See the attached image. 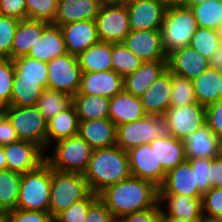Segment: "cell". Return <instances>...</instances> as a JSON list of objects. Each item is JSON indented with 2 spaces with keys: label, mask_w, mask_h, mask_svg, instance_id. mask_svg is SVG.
<instances>
[{
  "label": "cell",
  "mask_w": 222,
  "mask_h": 222,
  "mask_svg": "<svg viewBox=\"0 0 222 222\" xmlns=\"http://www.w3.org/2000/svg\"><path fill=\"white\" fill-rule=\"evenodd\" d=\"M124 90L123 77L113 70L82 72L79 93L112 98Z\"/></svg>",
  "instance_id": "cell-19"
},
{
  "label": "cell",
  "mask_w": 222,
  "mask_h": 222,
  "mask_svg": "<svg viewBox=\"0 0 222 222\" xmlns=\"http://www.w3.org/2000/svg\"><path fill=\"white\" fill-rule=\"evenodd\" d=\"M122 43L143 62L167 60L161 30H131Z\"/></svg>",
  "instance_id": "cell-15"
},
{
  "label": "cell",
  "mask_w": 222,
  "mask_h": 222,
  "mask_svg": "<svg viewBox=\"0 0 222 222\" xmlns=\"http://www.w3.org/2000/svg\"><path fill=\"white\" fill-rule=\"evenodd\" d=\"M112 43L99 41L77 56L82 72L112 70Z\"/></svg>",
  "instance_id": "cell-31"
},
{
  "label": "cell",
  "mask_w": 222,
  "mask_h": 222,
  "mask_svg": "<svg viewBox=\"0 0 222 222\" xmlns=\"http://www.w3.org/2000/svg\"><path fill=\"white\" fill-rule=\"evenodd\" d=\"M90 193L83 174L52 169L49 213L56 218L73 203L85 199Z\"/></svg>",
  "instance_id": "cell-5"
},
{
  "label": "cell",
  "mask_w": 222,
  "mask_h": 222,
  "mask_svg": "<svg viewBox=\"0 0 222 222\" xmlns=\"http://www.w3.org/2000/svg\"><path fill=\"white\" fill-rule=\"evenodd\" d=\"M83 176L91 192L99 195L108 186L131 176L127 151L117 145L93 150Z\"/></svg>",
  "instance_id": "cell-2"
},
{
  "label": "cell",
  "mask_w": 222,
  "mask_h": 222,
  "mask_svg": "<svg viewBox=\"0 0 222 222\" xmlns=\"http://www.w3.org/2000/svg\"><path fill=\"white\" fill-rule=\"evenodd\" d=\"M18 135L7 116L0 122V146L18 141Z\"/></svg>",
  "instance_id": "cell-53"
},
{
  "label": "cell",
  "mask_w": 222,
  "mask_h": 222,
  "mask_svg": "<svg viewBox=\"0 0 222 222\" xmlns=\"http://www.w3.org/2000/svg\"><path fill=\"white\" fill-rule=\"evenodd\" d=\"M170 135L184 140L206 124V106L193 103L187 106L170 107L163 115Z\"/></svg>",
  "instance_id": "cell-11"
},
{
  "label": "cell",
  "mask_w": 222,
  "mask_h": 222,
  "mask_svg": "<svg viewBox=\"0 0 222 222\" xmlns=\"http://www.w3.org/2000/svg\"><path fill=\"white\" fill-rule=\"evenodd\" d=\"M0 15L18 20L26 19L27 6L25 0H0Z\"/></svg>",
  "instance_id": "cell-52"
},
{
  "label": "cell",
  "mask_w": 222,
  "mask_h": 222,
  "mask_svg": "<svg viewBox=\"0 0 222 222\" xmlns=\"http://www.w3.org/2000/svg\"><path fill=\"white\" fill-rule=\"evenodd\" d=\"M195 222H222V220L221 219H210V218L202 217L201 219H199Z\"/></svg>",
  "instance_id": "cell-62"
},
{
  "label": "cell",
  "mask_w": 222,
  "mask_h": 222,
  "mask_svg": "<svg viewBox=\"0 0 222 222\" xmlns=\"http://www.w3.org/2000/svg\"><path fill=\"white\" fill-rule=\"evenodd\" d=\"M18 19L0 15V58L11 59V48Z\"/></svg>",
  "instance_id": "cell-43"
},
{
  "label": "cell",
  "mask_w": 222,
  "mask_h": 222,
  "mask_svg": "<svg viewBox=\"0 0 222 222\" xmlns=\"http://www.w3.org/2000/svg\"><path fill=\"white\" fill-rule=\"evenodd\" d=\"M67 53L64 36L60 26L50 23L37 38L27 56L48 63L56 57Z\"/></svg>",
  "instance_id": "cell-24"
},
{
  "label": "cell",
  "mask_w": 222,
  "mask_h": 222,
  "mask_svg": "<svg viewBox=\"0 0 222 222\" xmlns=\"http://www.w3.org/2000/svg\"><path fill=\"white\" fill-rule=\"evenodd\" d=\"M147 116L140 97L122 91L110 98L109 119L116 125L137 121Z\"/></svg>",
  "instance_id": "cell-27"
},
{
  "label": "cell",
  "mask_w": 222,
  "mask_h": 222,
  "mask_svg": "<svg viewBox=\"0 0 222 222\" xmlns=\"http://www.w3.org/2000/svg\"><path fill=\"white\" fill-rule=\"evenodd\" d=\"M125 4L131 30H161L167 9L158 0H126Z\"/></svg>",
  "instance_id": "cell-13"
},
{
  "label": "cell",
  "mask_w": 222,
  "mask_h": 222,
  "mask_svg": "<svg viewBox=\"0 0 222 222\" xmlns=\"http://www.w3.org/2000/svg\"><path fill=\"white\" fill-rule=\"evenodd\" d=\"M150 147H154L158 164H161L166 172L186 161L183 141L174 136L154 139L150 142Z\"/></svg>",
  "instance_id": "cell-30"
},
{
  "label": "cell",
  "mask_w": 222,
  "mask_h": 222,
  "mask_svg": "<svg viewBox=\"0 0 222 222\" xmlns=\"http://www.w3.org/2000/svg\"><path fill=\"white\" fill-rule=\"evenodd\" d=\"M6 116L17 132L18 139L33 142L47 150V120L36 106H7Z\"/></svg>",
  "instance_id": "cell-8"
},
{
  "label": "cell",
  "mask_w": 222,
  "mask_h": 222,
  "mask_svg": "<svg viewBox=\"0 0 222 222\" xmlns=\"http://www.w3.org/2000/svg\"><path fill=\"white\" fill-rule=\"evenodd\" d=\"M167 60L143 62L134 72L123 77L124 91L140 97L167 70Z\"/></svg>",
  "instance_id": "cell-25"
},
{
  "label": "cell",
  "mask_w": 222,
  "mask_h": 222,
  "mask_svg": "<svg viewBox=\"0 0 222 222\" xmlns=\"http://www.w3.org/2000/svg\"><path fill=\"white\" fill-rule=\"evenodd\" d=\"M220 99H222V70H220Z\"/></svg>",
  "instance_id": "cell-64"
},
{
  "label": "cell",
  "mask_w": 222,
  "mask_h": 222,
  "mask_svg": "<svg viewBox=\"0 0 222 222\" xmlns=\"http://www.w3.org/2000/svg\"><path fill=\"white\" fill-rule=\"evenodd\" d=\"M116 221L124 215L155 207L159 201V188L141 178L130 176L108 186L99 194Z\"/></svg>",
  "instance_id": "cell-1"
},
{
  "label": "cell",
  "mask_w": 222,
  "mask_h": 222,
  "mask_svg": "<svg viewBox=\"0 0 222 222\" xmlns=\"http://www.w3.org/2000/svg\"><path fill=\"white\" fill-rule=\"evenodd\" d=\"M85 222H117L106 204L98 197L88 208Z\"/></svg>",
  "instance_id": "cell-51"
},
{
  "label": "cell",
  "mask_w": 222,
  "mask_h": 222,
  "mask_svg": "<svg viewBox=\"0 0 222 222\" xmlns=\"http://www.w3.org/2000/svg\"><path fill=\"white\" fill-rule=\"evenodd\" d=\"M163 222H189V221H185L180 218L172 216H163Z\"/></svg>",
  "instance_id": "cell-59"
},
{
  "label": "cell",
  "mask_w": 222,
  "mask_h": 222,
  "mask_svg": "<svg viewBox=\"0 0 222 222\" xmlns=\"http://www.w3.org/2000/svg\"><path fill=\"white\" fill-rule=\"evenodd\" d=\"M93 150L81 136L75 135L52 144L45 152V161L53 170L83 174Z\"/></svg>",
  "instance_id": "cell-3"
},
{
  "label": "cell",
  "mask_w": 222,
  "mask_h": 222,
  "mask_svg": "<svg viewBox=\"0 0 222 222\" xmlns=\"http://www.w3.org/2000/svg\"><path fill=\"white\" fill-rule=\"evenodd\" d=\"M186 160L216 158L222 155V139L205 124L183 140Z\"/></svg>",
  "instance_id": "cell-17"
},
{
  "label": "cell",
  "mask_w": 222,
  "mask_h": 222,
  "mask_svg": "<svg viewBox=\"0 0 222 222\" xmlns=\"http://www.w3.org/2000/svg\"><path fill=\"white\" fill-rule=\"evenodd\" d=\"M67 53L78 56L88 47L98 43L95 20H82L60 26Z\"/></svg>",
  "instance_id": "cell-16"
},
{
  "label": "cell",
  "mask_w": 222,
  "mask_h": 222,
  "mask_svg": "<svg viewBox=\"0 0 222 222\" xmlns=\"http://www.w3.org/2000/svg\"><path fill=\"white\" fill-rule=\"evenodd\" d=\"M127 155L132 176L149 181L158 188L162 185L166 171L158 164L154 147H150V143L128 150Z\"/></svg>",
  "instance_id": "cell-12"
},
{
  "label": "cell",
  "mask_w": 222,
  "mask_h": 222,
  "mask_svg": "<svg viewBox=\"0 0 222 222\" xmlns=\"http://www.w3.org/2000/svg\"><path fill=\"white\" fill-rule=\"evenodd\" d=\"M117 222H163V211L158 203L153 208L124 215Z\"/></svg>",
  "instance_id": "cell-49"
},
{
  "label": "cell",
  "mask_w": 222,
  "mask_h": 222,
  "mask_svg": "<svg viewBox=\"0 0 222 222\" xmlns=\"http://www.w3.org/2000/svg\"><path fill=\"white\" fill-rule=\"evenodd\" d=\"M44 88L40 81L13 79L10 106H35Z\"/></svg>",
  "instance_id": "cell-37"
},
{
  "label": "cell",
  "mask_w": 222,
  "mask_h": 222,
  "mask_svg": "<svg viewBox=\"0 0 222 222\" xmlns=\"http://www.w3.org/2000/svg\"><path fill=\"white\" fill-rule=\"evenodd\" d=\"M191 169H195L196 186L198 191L204 195L211 189L210 185V158H194L187 160Z\"/></svg>",
  "instance_id": "cell-47"
},
{
  "label": "cell",
  "mask_w": 222,
  "mask_h": 222,
  "mask_svg": "<svg viewBox=\"0 0 222 222\" xmlns=\"http://www.w3.org/2000/svg\"><path fill=\"white\" fill-rule=\"evenodd\" d=\"M7 169L6 157L3 151V146H0V170Z\"/></svg>",
  "instance_id": "cell-57"
},
{
  "label": "cell",
  "mask_w": 222,
  "mask_h": 222,
  "mask_svg": "<svg viewBox=\"0 0 222 222\" xmlns=\"http://www.w3.org/2000/svg\"><path fill=\"white\" fill-rule=\"evenodd\" d=\"M52 168L44 161L22 174L17 209L49 212Z\"/></svg>",
  "instance_id": "cell-4"
},
{
  "label": "cell",
  "mask_w": 222,
  "mask_h": 222,
  "mask_svg": "<svg viewBox=\"0 0 222 222\" xmlns=\"http://www.w3.org/2000/svg\"><path fill=\"white\" fill-rule=\"evenodd\" d=\"M12 62L15 67V77L18 80L40 81V85L44 89L47 88V63L27 55L14 58Z\"/></svg>",
  "instance_id": "cell-34"
},
{
  "label": "cell",
  "mask_w": 222,
  "mask_h": 222,
  "mask_svg": "<svg viewBox=\"0 0 222 222\" xmlns=\"http://www.w3.org/2000/svg\"><path fill=\"white\" fill-rule=\"evenodd\" d=\"M171 91L172 73L167 69L140 96L147 115L163 116L171 105Z\"/></svg>",
  "instance_id": "cell-20"
},
{
  "label": "cell",
  "mask_w": 222,
  "mask_h": 222,
  "mask_svg": "<svg viewBox=\"0 0 222 222\" xmlns=\"http://www.w3.org/2000/svg\"><path fill=\"white\" fill-rule=\"evenodd\" d=\"M199 27L222 31V0H209L190 8Z\"/></svg>",
  "instance_id": "cell-38"
},
{
  "label": "cell",
  "mask_w": 222,
  "mask_h": 222,
  "mask_svg": "<svg viewBox=\"0 0 222 222\" xmlns=\"http://www.w3.org/2000/svg\"><path fill=\"white\" fill-rule=\"evenodd\" d=\"M166 9L184 7L185 0H158Z\"/></svg>",
  "instance_id": "cell-56"
},
{
  "label": "cell",
  "mask_w": 222,
  "mask_h": 222,
  "mask_svg": "<svg viewBox=\"0 0 222 222\" xmlns=\"http://www.w3.org/2000/svg\"><path fill=\"white\" fill-rule=\"evenodd\" d=\"M209 1V0H185L184 7L191 8L192 6H196L201 4L202 2Z\"/></svg>",
  "instance_id": "cell-58"
},
{
  "label": "cell",
  "mask_w": 222,
  "mask_h": 222,
  "mask_svg": "<svg viewBox=\"0 0 222 222\" xmlns=\"http://www.w3.org/2000/svg\"><path fill=\"white\" fill-rule=\"evenodd\" d=\"M25 2L28 19L54 22L58 6L56 0H25Z\"/></svg>",
  "instance_id": "cell-42"
},
{
  "label": "cell",
  "mask_w": 222,
  "mask_h": 222,
  "mask_svg": "<svg viewBox=\"0 0 222 222\" xmlns=\"http://www.w3.org/2000/svg\"><path fill=\"white\" fill-rule=\"evenodd\" d=\"M170 131L163 116L147 115L144 118L117 126L116 145L128 151L157 138H168Z\"/></svg>",
  "instance_id": "cell-7"
},
{
  "label": "cell",
  "mask_w": 222,
  "mask_h": 222,
  "mask_svg": "<svg viewBox=\"0 0 222 222\" xmlns=\"http://www.w3.org/2000/svg\"><path fill=\"white\" fill-rule=\"evenodd\" d=\"M210 185L211 188H222V155L210 163Z\"/></svg>",
  "instance_id": "cell-54"
},
{
  "label": "cell",
  "mask_w": 222,
  "mask_h": 222,
  "mask_svg": "<svg viewBox=\"0 0 222 222\" xmlns=\"http://www.w3.org/2000/svg\"><path fill=\"white\" fill-rule=\"evenodd\" d=\"M6 117V107L0 106V122Z\"/></svg>",
  "instance_id": "cell-63"
},
{
  "label": "cell",
  "mask_w": 222,
  "mask_h": 222,
  "mask_svg": "<svg viewBox=\"0 0 222 222\" xmlns=\"http://www.w3.org/2000/svg\"><path fill=\"white\" fill-rule=\"evenodd\" d=\"M206 124L222 139V99L206 106Z\"/></svg>",
  "instance_id": "cell-50"
},
{
  "label": "cell",
  "mask_w": 222,
  "mask_h": 222,
  "mask_svg": "<svg viewBox=\"0 0 222 222\" xmlns=\"http://www.w3.org/2000/svg\"><path fill=\"white\" fill-rule=\"evenodd\" d=\"M0 222H9L8 212L0 209Z\"/></svg>",
  "instance_id": "cell-60"
},
{
  "label": "cell",
  "mask_w": 222,
  "mask_h": 222,
  "mask_svg": "<svg viewBox=\"0 0 222 222\" xmlns=\"http://www.w3.org/2000/svg\"><path fill=\"white\" fill-rule=\"evenodd\" d=\"M191 81L199 104L207 106L220 100V70L208 67Z\"/></svg>",
  "instance_id": "cell-33"
},
{
  "label": "cell",
  "mask_w": 222,
  "mask_h": 222,
  "mask_svg": "<svg viewBox=\"0 0 222 222\" xmlns=\"http://www.w3.org/2000/svg\"><path fill=\"white\" fill-rule=\"evenodd\" d=\"M208 61L198 51L186 46L167 56V68L172 74L192 80L209 67Z\"/></svg>",
  "instance_id": "cell-18"
},
{
  "label": "cell",
  "mask_w": 222,
  "mask_h": 222,
  "mask_svg": "<svg viewBox=\"0 0 222 222\" xmlns=\"http://www.w3.org/2000/svg\"><path fill=\"white\" fill-rule=\"evenodd\" d=\"M172 95L170 107H181L198 103L192 81L172 74Z\"/></svg>",
  "instance_id": "cell-41"
},
{
  "label": "cell",
  "mask_w": 222,
  "mask_h": 222,
  "mask_svg": "<svg viewBox=\"0 0 222 222\" xmlns=\"http://www.w3.org/2000/svg\"><path fill=\"white\" fill-rule=\"evenodd\" d=\"M159 194L203 197L196 186L195 169H191L187 160L166 172Z\"/></svg>",
  "instance_id": "cell-22"
},
{
  "label": "cell",
  "mask_w": 222,
  "mask_h": 222,
  "mask_svg": "<svg viewBox=\"0 0 222 222\" xmlns=\"http://www.w3.org/2000/svg\"><path fill=\"white\" fill-rule=\"evenodd\" d=\"M47 88L61 91L72 97L79 92L82 70L77 56L66 53L47 63Z\"/></svg>",
  "instance_id": "cell-9"
},
{
  "label": "cell",
  "mask_w": 222,
  "mask_h": 222,
  "mask_svg": "<svg viewBox=\"0 0 222 222\" xmlns=\"http://www.w3.org/2000/svg\"><path fill=\"white\" fill-rule=\"evenodd\" d=\"M7 170L24 174L45 161V152L35 143L18 140L3 146Z\"/></svg>",
  "instance_id": "cell-14"
},
{
  "label": "cell",
  "mask_w": 222,
  "mask_h": 222,
  "mask_svg": "<svg viewBox=\"0 0 222 222\" xmlns=\"http://www.w3.org/2000/svg\"><path fill=\"white\" fill-rule=\"evenodd\" d=\"M95 21L98 38L103 42L122 43L131 32L125 3L103 4Z\"/></svg>",
  "instance_id": "cell-10"
},
{
  "label": "cell",
  "mask_w": 222,
  "mask_h": 222,
  "mask_svg": "<svg viewBox=\"0 0 222 222\" xmlns=\"http://www.w3.org/2000/svg\"><path fill=\"white\" fill-rule=\"evenodd\" d=\"M9 222H56L49 212L15 209L8 212Z\"/></svg>",
  "instance_id": "cell-48"
},
{
  "label": "cell",
  "mask_w": 222,
  "mask_h": 222,
  "mask_svg": "<svg viewBox=\"0 0 222 222\" xmlns=\"http://www.w3.org/2000/svg\"><path fill=\"white\" fill-rule=\"evenodd\" d=\"M198 27L190 8L167 9L161 27L162 43L166 55L168 56L175 50L189 46Z\"/></svg>",
  "instance_id": "cell-6"
},
{
  "label": "cell",
  "mask_w": 222,
  "mask_h": 222,
  "mask_svg": "<svg viewBox=\"0 0 222 222\" xmlns=\"http://www.w3.org/2000/svg\"><path fill=\"white\" fill-rule=\"evenodd\" d=\"M15 67L11 59L0 58V106H10Z\"/></svg>",
  "instance_id": "cell-45"
},
{
  "label": "cell",
  "mask_w": 222,
  "mask_h": 222,
  "mask_svg": "<svg viewBox=\"0 0 222 222\" xmlns=\"http://www.w3.org/2000/svg\"><path fill=\"white\" fill-rule=\"evenodd\" d=\"M49 24L42 20H31L28 18L19 20L13 38L11 60L27 55L31 47L36 43L37 38L42 35L44 29Z\"/></svg>",
  "instance_id": "cell-28"
},
{
  "label": "cell",
  "mask_w": 222,
  "mask_h": 222,
  "mask_svg": "<svg viewBox=\"0 0 222 222\" xmlns=\"http://www.w3.org/2000/svg\"><path fill=\"white\" fill-rule=\"evenodd\" d=\"M102 5L99 0L60 1L52 24L61 26L76 21L95 20Z\"/></svg>",
  "instance_id": "cell-26"
},
{
  "label": "cell",
  "mask_w": 222,
  "mask_h": 222,
  "mask_svg": "<svg viewBox=\"0 0 222 222\" xmlns=\"http://www.w3.org/2000/svg\"><path fill=\"white\" fill-rule=\"evenodd\" d=\"M102 4H120L125 3L126 0H99Z\"/></svg>",
  "instance_id": "cell-61"
},
{
  "label": "cell",
  "mask_w": 222,
  "mask_h": 222,
  "mask_svg": "<svg viewBox=\"0 0 222 222\" xmlns=\"http://www.w3.org/2000/svg\"><path fill=\"white\" fill-rule=\"evenodd\" d=\"M73 105L79 121L109 118V98L78 92L73 96Z\"/></svg>",
  "instance_id": "cell-32"
},
{
  "label": "cell",
  "mask_w": 222,
  "mask_h": 222,
  "mask_svg": "<svg viewBox=\"0 0 222 222\" xmlns=\"http://www.w3.org/2000/svg\"><path fill=\"white\" fill-rule=\"evenodd\" d=\"M158 203L163 216L177 217L189 222H195L203 217L202 197L159 194Z\"/></svg>",
  "instance_id": "cell-21"
},
{
  "label": "cell",
  "mask_w": 222,
  "mask_h": 222,
  "mask_svg": "<svg viewBox=\"0 0 222 222\" xmlns=\"http://www.w3.org/2000/svg\"><path fill=\"white\" fill-rule=\"evenodd\" d=\"M22 174L0 170V209L7 212L17 209Z\"/></svg>",
  "instance_id": "cell-36"
},
{
  "label": "cell",
  "mask_w": 222,
  "mask_h": 222,
  "mask_svg": "<svg viewBox=\"0 0 222 222\" xmlns=\"http://www.w3.org/2000/svg\"><path fill=\"white\" fill-rule=\"evenodd\" d=\"M73 104V97L67 93L45 88L37 100L36 107L49 121L58 113L66 110Z\"/></svg>",
  "instance_id": "cell-35"
},
{
  "label": "cell",
  "mask_w": 222,
  "mask_h": 222,
  "mask_svg": "<svg viewBox=\"0 0 222 222\" xmlns=\"http://www.w3.org/2000/svg\"><path fill=\"white\" fill-rule=\"evenodd\" d=\"M209 67L222 70V37L220 39L218 50L209 59Z\"/></svg>",
  "instance_id": "cell-55"
},
{
  "label": "cell",
  "mask_w": 222,
  "mask_h": 222,
  "mask_svg": "<svg viewBox=\"0 0 222 222\" xmlns=\"http://www.w3.org/2000/svg\"><path fill=\"white\" fill-rule=\"evenodd\" d=\"M99 197L90 193L85 199L73 203L56 217V222H85L89 206Z\"/></svg>",
  "instance_id": "cell-44"
},
{
  "label": "cell",
  "mask_w": 222,
  "mask_h": 222,
  "mask_svg": "<svg viewBox=\"0 0 222 222\" xmlns=\"http://www.w3.org/2000/svg\"><path fill=\"white\" fill-rule=\"evenodd\" d=\"M203 217L222 219V188H211L202 197Z\"/></svg>",
  "instance_id": "cell-46"
},
{
  "label": "cell",
  "mask_w": 222,
  "mask_h": 222,
  "mask_svg": "<svg viewBox=\"0 0 222 222\" xmlns=\"http://www.w3.org/2000/svg\"><path fill=\"white\" fill-rule=\"evenodd\" d=\"M78 135L94 150L116 145L117 126L109 119L79 121Z\"/></svg>",
  "instance_id": "cell-23"
},
{
  "label": "cell",
  "mask_w": 222,
  "mask_h": 222,
  "mask_svg": "<svg viewBox=\"0 0 222 222\" xmlns=\"http://www.w3.org/2000/svg\"><path fill=\"white\" fill-rule=\"evenodd\" d=\"M47 123V149L57 141L78 135L79 119L73 104Z\"/></svg>",
  "instance_id": "cell-29"
},
{
  "label": "cell",
  "mask_w": 222,
  "mask_h": 222,
  "mask_svg": "<svg viewBox=\"0 0 222 222\" xmlns=\"http://www.w3.org/2000/svg\"><path fill=\"white\" fill-rule=\"evenodd\" d=\"M112 70L122 77L134 72L143 61L123 43H112Z\"/></svg>",
  "instance_id": "cell-39"
},
{
  "label": "cell",
  "mask_w": 222,
  "mask_h": 222,
  "mask_svg": "<svg viewBox=\"0 0 222 222\" xmlns=\"http://www.w3.org/2000/svg\"><path fill=\"white\" fill-rule=\"evenodd\" d=\"M221 37L222 31L198 27L189 46L209 60L218 50Z\"/></svg>",
  "instance_id": "cell-40"
}]
</instances>
